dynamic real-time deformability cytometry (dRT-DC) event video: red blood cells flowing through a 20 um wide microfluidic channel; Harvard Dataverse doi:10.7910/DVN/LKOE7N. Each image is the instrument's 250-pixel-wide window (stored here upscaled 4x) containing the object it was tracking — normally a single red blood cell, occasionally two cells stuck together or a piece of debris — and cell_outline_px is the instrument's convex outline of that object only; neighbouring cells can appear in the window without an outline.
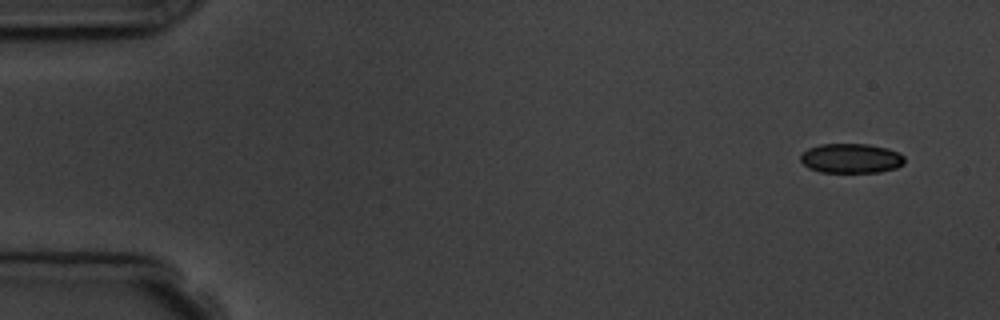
{"species": "common noctule bat (a hibernating species)", "species_latin": "Nyctalus noctula", "temperature_condition": "room temperature", "stored_images_in_passage": 7, "camera_frame_rate_fps": 3000, "um_per_image_px": 0.085, "animal": {"sex": "male", "body_mass_g": 19.5, "forearm_length_mm": 54.6}, "frame": {"image": 1, "passage_image": 1, "time_ms": 0.0, "image_size_px": [1000, 320], "cell_outline_px": [[904, 164], [896, 168], [880, 172], [820, 172], [808, 168], [800, 160], [800, 152], [808, 148], [820, 144], [868, 144], [888, 148], [904, 156]], "centroid_in_image_um": [72.31, 13.45], "position_along_channel_um": 12.7, "area_um2": 18.09}}
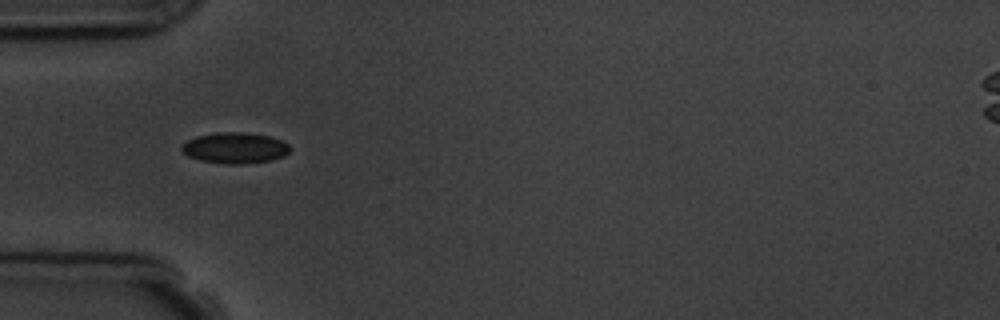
{"frame": {"image": 2, "passage_image": 5, "time_ms": 4.667, "image_size_px": [1000, 320], "cell_outline_px": [[288, 152], [284, 156], [272, 160], [240, 164], [228, 164], [200, 160], [188, 156], [180, 148], [188, 140], [196, 136], [216, 132], [244, 132], [272, 136], [288, 144]], "centroid_in_image_um": [19.97, 12.56], "position_along_channel_um": 65.0, "area_um2": 19.42}}